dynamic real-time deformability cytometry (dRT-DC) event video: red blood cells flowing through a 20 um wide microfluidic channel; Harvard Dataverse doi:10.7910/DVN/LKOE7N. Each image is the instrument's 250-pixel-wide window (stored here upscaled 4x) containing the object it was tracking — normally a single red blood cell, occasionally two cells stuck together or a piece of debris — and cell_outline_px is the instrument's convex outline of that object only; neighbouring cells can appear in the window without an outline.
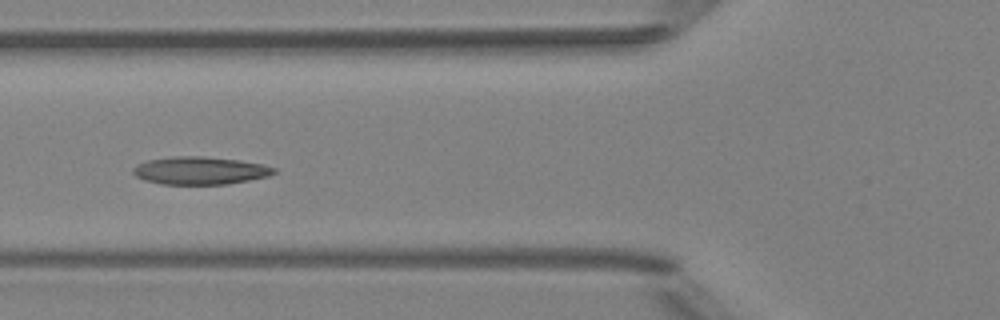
{"species": "Egyptian fruit bat (a non-hibernating species)", "species_latin": "Rousettus aegyptiacus", "temperature_condition": "room temperature", "stored_images_in_passage": 5, "camera_frame_rate_fps": 3000, "um_per_image_px": 0.085, "animal": {"sex": "female"}, "frame": {"image": 1, "passage_image": 5, "time_ms": 5.333, "image_size_px": [1000, 320], "cell_outline_px": [[276, 172], [268, 176], [248, 180], [224, 184], [160, 184], [144, 180], [136, 176], [132, 172], [132, 168], [136, 164], [148, 160], [172, 156], [204, 156], [240, 160], [260, 164], [276, 168]], "centroid_in_image_um": [16.96, 14.49], "position_along_channel_um": 108.8, "area_um2": 22.77}}